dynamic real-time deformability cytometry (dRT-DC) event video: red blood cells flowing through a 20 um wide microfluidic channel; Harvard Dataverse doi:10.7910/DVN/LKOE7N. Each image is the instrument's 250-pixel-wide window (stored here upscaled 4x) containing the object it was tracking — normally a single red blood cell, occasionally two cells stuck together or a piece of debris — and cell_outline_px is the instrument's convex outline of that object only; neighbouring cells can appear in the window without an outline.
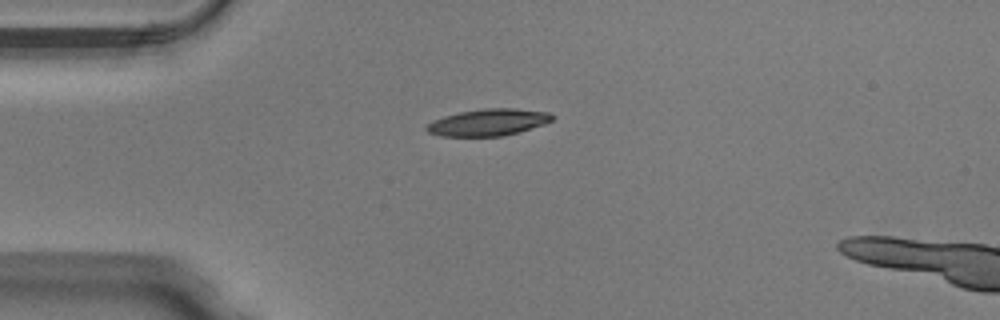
{"species": "Egyptian fruit bat (a non-hibernating species)", "species_latin": "Rousettus aegyptiacus", "temperature_condition": "warm", "stored_images_in_passage": 4, "camera_frame_rate_fps": 3000, "um_per_image_px": 0.085, "animal": {"sex": "male"}, "frame": {"image": 1, "passage_image": 1, "time_ms": 0.0, "image_size_px": [1000, 320], "cell_outline_px": [[556, 116], [552, 120], [544, 124], [520, 132], [504, 136], [440, 136], [428, 132], [424, 128], [432, 120], [444, 116], [460, 112], [484, 108], [516, 108], [548, 112]], "centroid_in_image_um": [41.51, 10.4], "position_along_channel_um": 43.5, "area_um2": 19.77}}